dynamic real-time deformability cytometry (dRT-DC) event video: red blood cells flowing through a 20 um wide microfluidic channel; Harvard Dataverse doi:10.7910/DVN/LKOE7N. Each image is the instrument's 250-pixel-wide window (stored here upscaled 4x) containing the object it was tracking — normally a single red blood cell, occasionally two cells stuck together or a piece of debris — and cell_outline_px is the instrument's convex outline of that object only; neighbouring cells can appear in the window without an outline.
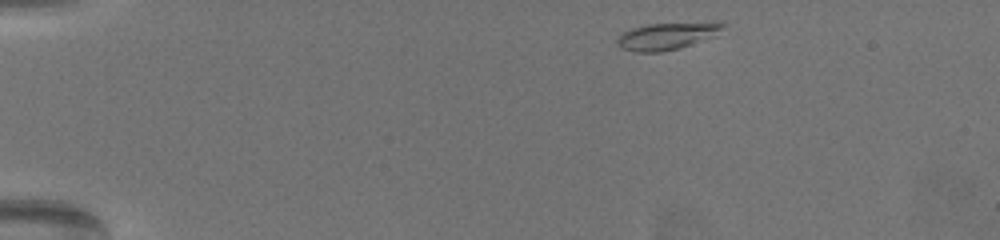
{"species": "common noctule bat (a hibernating species)", "species_latin": "Nyctalus noctula", "temperature_condition": "warm", "stored_images_in_passage": 54, "camera_frame_rate_fps": 3000, "um_per_image_px": 0.085, "animal": {"sex": "female", "body_mass_g": 19.5, "forearm_length_mm": 54.1}, "frame": {"image": 1, "passage_image": 1, "time_ms": 0.0, "image_size_px": [1000, 240], "cell_outline_px": [[724, 24], [716, 36], [680, 48], [660, 52], [636, 52], [624, 48], [616, 40], [624, 32], [632, 28], [648, 24]], "centroid_in_image_um": [56.63, 3.1], "position_along_channel_um": 28.4, "area_um2": 15.78}}
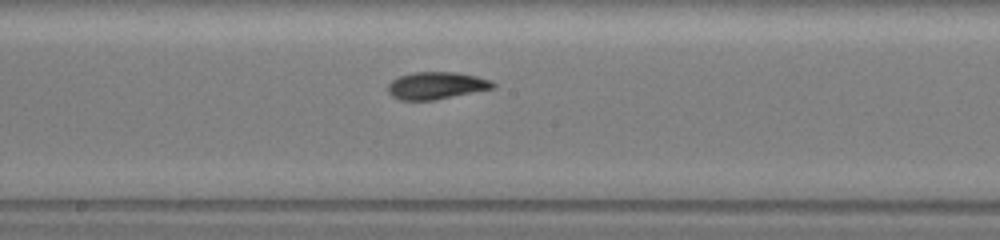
{"frame": {"image": 2, "passage_image": 26, "time_ms": 8.333, "image_size_px": [1000, 240], "cell_outline_px": [[496, 88], [432, 100], [400, 100], [392, 96], [388, 92], [388, 84], [392, 80], [400, 76], [412, 72], [456, 72], [476, 76], [492, 80], [496, 84]], "centroid_in_image_um": [37.11, 7.27], "position_along_channel_um": 211.1, "area_um2": 16.7}}
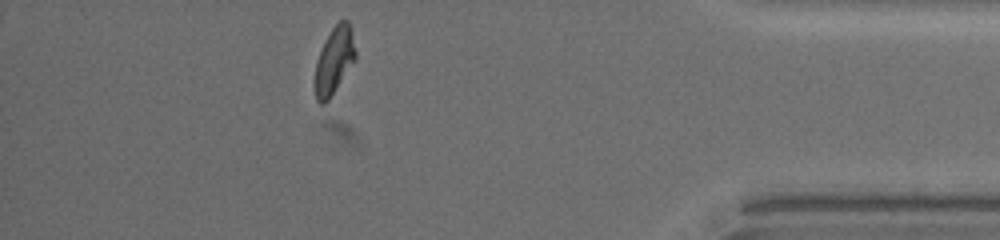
{"frame": {"image": 3, "passage_image": 47, "time_ms": 15.333, "image_size_px": [1000, 240], "cell_outline_px": [[356, 60], [328, 100], [324, 104], [320, 104], [316, 100], [316, 60], [332, 28], [340, 20], [348, 20], [352, 32], [356, 52]], "centroid_in_image_um": [28.44, 5.14], "position_along_channel_um": 406.8, "area_um2": 15.49}, "authors_computed_cell_mechanics": {"area_um2": 16.0684, "velocity_mm_per_s": 3.3263, "shape_relaxation_time_tau1_ms": 7.0286, "shape_relaxation_time_tau2_ms": 2.5032, "deformation_change_tau1": 0.1912, "deformation_change_tau2": 0.0646}}